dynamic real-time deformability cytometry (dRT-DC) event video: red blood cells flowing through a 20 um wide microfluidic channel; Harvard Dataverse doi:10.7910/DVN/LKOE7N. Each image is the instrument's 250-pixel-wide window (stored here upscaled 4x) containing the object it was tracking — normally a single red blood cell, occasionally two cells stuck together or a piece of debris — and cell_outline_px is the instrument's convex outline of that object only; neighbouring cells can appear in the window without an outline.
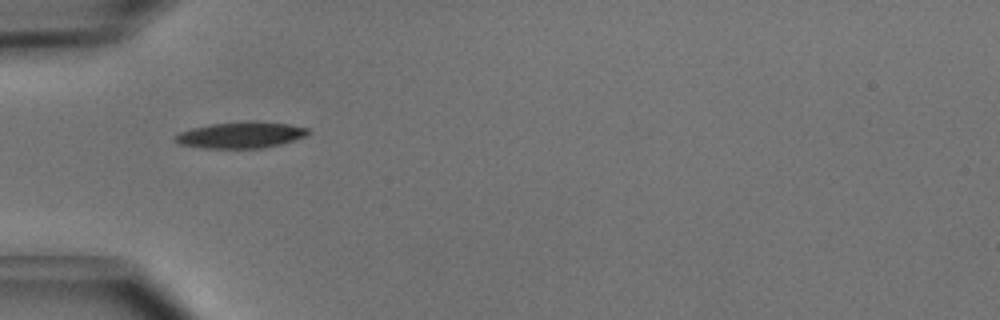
{"species": "common noctule bat (a hibernating species)", "species_latin": "Nyctalus noctula", "temperature_condition": "cold", "stored_images_in_passage": 2, "camera_frame_rate_fps": 3000, "um_per_image_px": 0.085, "animal": {"sex": "male", "body_mass_g": 15.6}, "frame": {"image": 1, "passage_image": 1, "time_ms": 0.0, "image_size_px": [1000, 320], "cell_outline_px": [[312, 132], [304, 136], [280, 144], [260, 148], [204, 148], [180, 144], [176, 140], [176, 136], [180, 132], [192, 128], [212, 124], [244, 120], [256, 120], [288, 124], [308, 128]], "centroid_in_image_um": [20.5, 11.45], "position_along_channel_um": 64.5, "area_um2": 20.29}}